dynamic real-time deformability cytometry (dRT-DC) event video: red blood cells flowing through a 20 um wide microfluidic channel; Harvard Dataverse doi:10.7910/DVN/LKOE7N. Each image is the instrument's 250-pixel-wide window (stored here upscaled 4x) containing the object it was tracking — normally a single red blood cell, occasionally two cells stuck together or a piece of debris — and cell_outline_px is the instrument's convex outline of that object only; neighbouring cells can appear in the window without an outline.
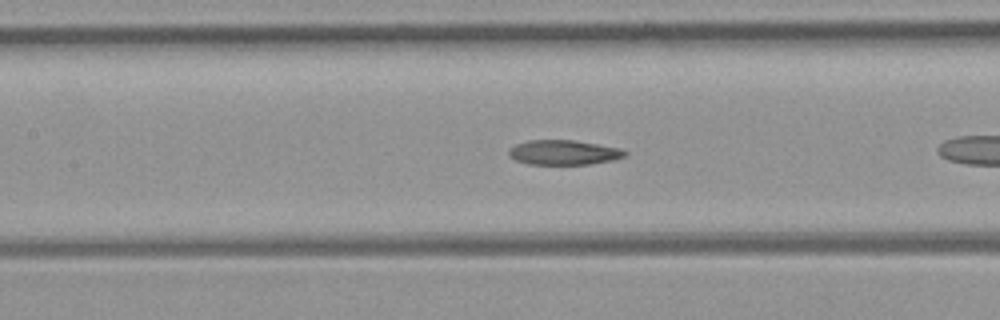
{"species": "common noctule bat (a hibernating species)", "species_latin": "Nyctalus noctula", "temperature_condition": "room temperature", "stored_images_in_passage": 25, "camera_frame_rate_fps": 3000, "um_per_image_px": 0.085, "animal": {"sex": "female", "body_mass_g": 21.9}, "frame": {"image": 1, "passage_image": 8, "time_ms": 2.333, "image_size_px": [1000, 320], "cell_outline_px": [[628, 156], [616, 160], [588, 164], [528, 164], [516, 160], [508, 156], [508, 148], [516, 144], [528, 140], [576, 140], [620, 148], [628, 152]], "centroid_in_image_um": [47.94, 12.95], "position_along_channel_um": 159.5, "area_um2": 16.99}}
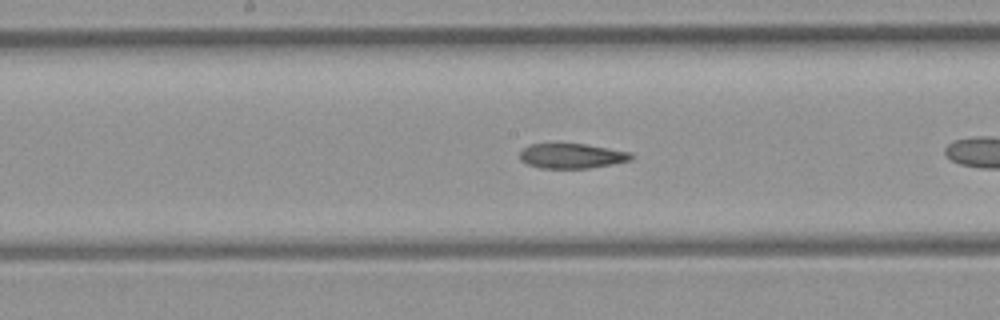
{"frame": {"image": 2, "passage_image": 11, "time_ms": 3.333, "image_size_px": [1000, 320], "cell_outline_px": [[636, 156], [632, 160], [612, 164], [588, 168], [540, 168], [528, 164], [520, 160], [520, 152], [528, 144], [584, 144], [632, 152]], "centroid_in_image_um": [48.64, 13.25], "position_along_channel_um": 199.6, "area_um2": 16.18}}